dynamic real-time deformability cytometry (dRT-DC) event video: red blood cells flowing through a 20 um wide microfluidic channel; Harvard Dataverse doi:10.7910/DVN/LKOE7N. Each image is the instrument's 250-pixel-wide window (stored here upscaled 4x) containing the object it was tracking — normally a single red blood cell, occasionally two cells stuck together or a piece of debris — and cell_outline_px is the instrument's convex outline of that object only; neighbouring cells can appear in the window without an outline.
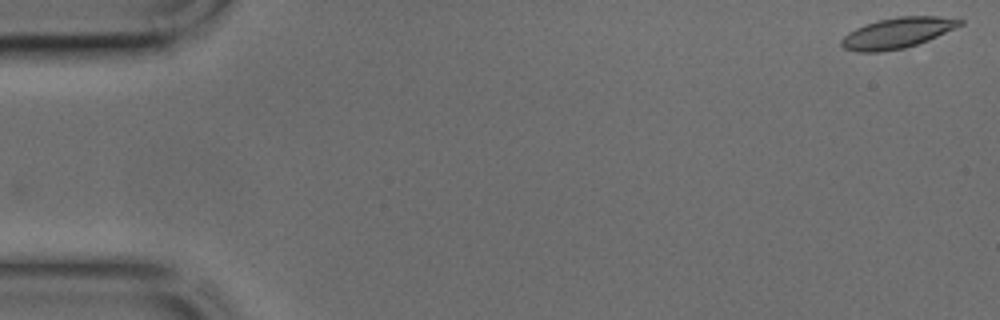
{"species": "common noctule bat (a hibernating species)", "species_latin": "Nyctalus noctula", "temperature_condition": "cold", "stored_images_in_passage": 44, "camera_frame_rate_fps": 3000, "um_per_image_px": 0.085, "animal": {"sex": "male", "body_mass_g": 17.9, "forearm_length_mm": 54.2}, "frame": {"image": 1, "passage_image": 1, "time_ms": 0.0, "image_size_px": [1000, 320], "cell_outline_px": [[964, 24], [928, 40], [904, 48], [880, 52], [856, 52], [844, 48], [840, 44], [840, 40], [848, 32], [856, 28], [880, 20], [896, 16], [940, 16], [964, 20]], "centroid_in_image_um": [76.27, 2.8], "position_along_channel_um": 8.7, "area_um2": 21.04}}
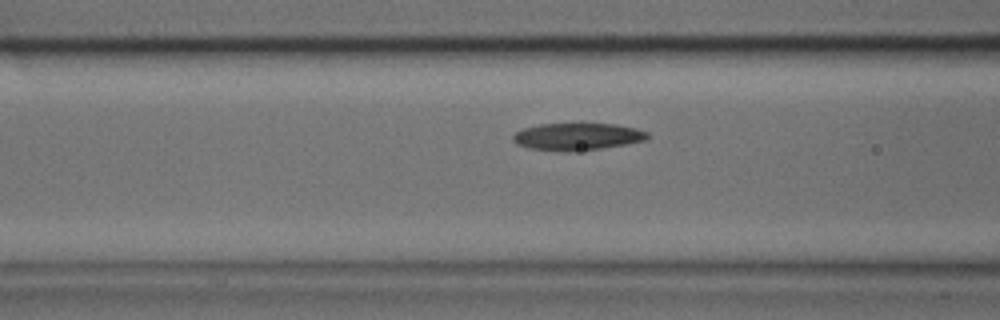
{"frame": {"image": 2, "passage_image": 17, "time_ms": 5.333, "image_size_px": [1000, 320], "cell_outline_px": [[648, 136], [644, 140], [624, 144], [600, 148], [572, 152], [560, 152], [528, 148], [516, 144], [512, 140], [512, 136], [516, 132], [524, 128], [540, 124], [616, 124], [636, 128], [648, 132]], "centroid_in_image_um": [49.02, 11.62], "position_along_channel_um": 117.6, "area_um2": 21.27}}
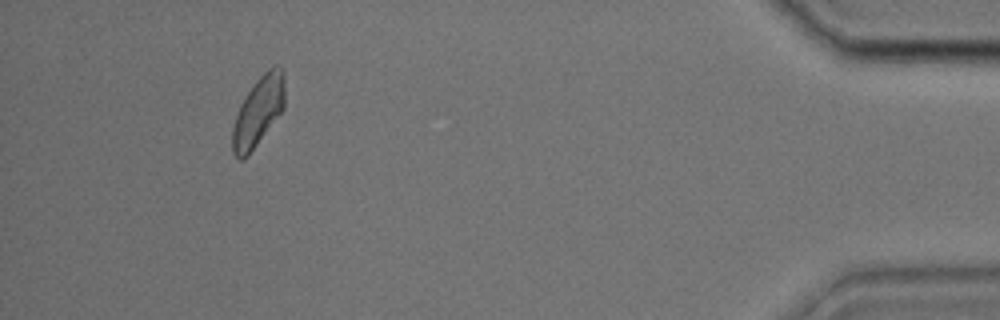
{"frame": {"image": 3, "passage_image": 41, "time_ms": 13.333, "image_size_px": [1000, 320], "cell_outline_px": [[284, 108], [248, 156], [244, 160], [240, 160], [232, 152], [232, 128], [240, 104], [244, 96], [256, 80], [268, 68], [280, 68], [284, 72]], "centroid_in_image_um": [21.93, 9.5], "position_along_channel_um": 413.3, "area_um2": 20.98}}